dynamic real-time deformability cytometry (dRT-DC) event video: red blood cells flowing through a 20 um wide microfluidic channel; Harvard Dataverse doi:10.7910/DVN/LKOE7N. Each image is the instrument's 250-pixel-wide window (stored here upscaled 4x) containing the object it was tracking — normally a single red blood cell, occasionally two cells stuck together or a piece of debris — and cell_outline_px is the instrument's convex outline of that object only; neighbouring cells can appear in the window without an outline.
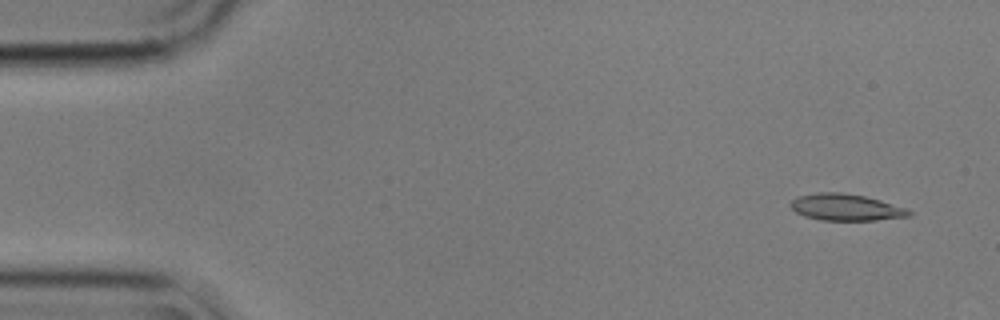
{"species": "common noctule bat (a hibernating species)", "species_latin": "Nyctalus noctula", "temperature_condition": "cold", "stored_images_in_passage": 4, "camera_frame_rate_fps": 3000, "um_per_image_px": 0.085, "animal": {"sex": "male", "body_mass_g": 17.9}, "frame": {"image": 1, "passage_image": 1, "time_ms": 0.0, "image_size_px": [1000, 320], "cell_outline_px": [[912, 216], [876, 220], [820, 220], [804, 216], [796, 212], [788, 204], [796, 196], [816, 192], [840, 192], [864, 196], [880, 200], [908, 208], [912, 212]], "centroid_in_image_um": [71.89, 17.61], "position_along_channel_um": 13.1, "area_um2": 18.55}}
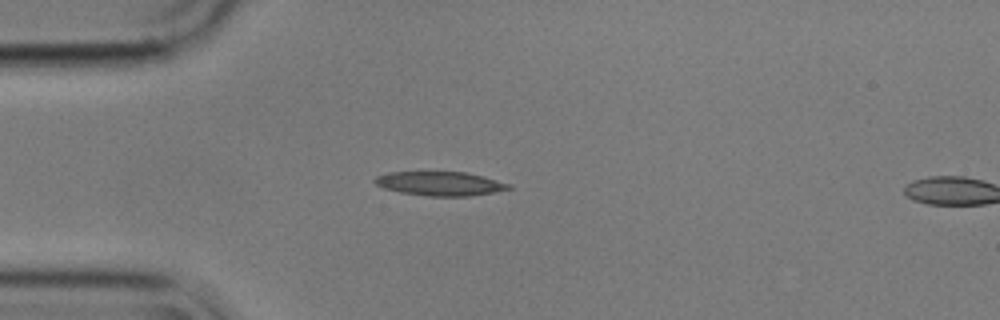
{"frame": {"image": 2, "passage_image": 3, "time_ms": 0.667, "image_size_px": [1000, 320], "cell_outline_px": [[512, 188], [472, 196], [428, 196], [400, 192], [384, 188], [376, 184], [372, 180], [376, 176], [388, 172], [464, 172], [484, 176], [512, 184]], "centroid_in_image_um": [37.41, 15.6], "position_along_channel_um": 47.6, "area_um2": 18.79}}